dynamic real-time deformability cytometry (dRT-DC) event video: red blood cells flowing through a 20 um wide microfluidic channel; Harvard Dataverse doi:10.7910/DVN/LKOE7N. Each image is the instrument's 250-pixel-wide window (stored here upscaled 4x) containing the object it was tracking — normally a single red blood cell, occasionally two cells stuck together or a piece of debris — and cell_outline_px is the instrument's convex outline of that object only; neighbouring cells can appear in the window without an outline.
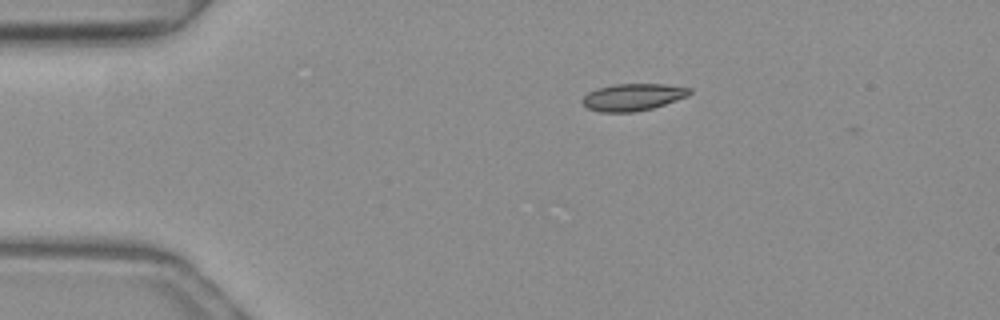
{"species": "common noctule bat (a hibernating species)", "species_latin": "Nyctalus noctula", "temperature_condition": "warm", "stored_images_in_passage": 46, "camera_frame_rate_fps": 3000, "um_per_image_px": 0.085, "animal": {"sex": "female", "body_mass_g": 19.3, "forearm_length_mm": 54.1}, "frame": {"image": 1, "passage_image": 5, "time_ms": 1.333, "image_size_px": [1000, 320], "cell_outline_px": [[692, 92], [688, 96], [652, 108], [632, 112], [600, 112], [588, 108], [580, 100], [588, 92], [596, 88], [612, 84], [664, 84], [692, 88]], "centroid_in_image_um": [53.78, 8.24], "position_along_channel_um": 31.2, "area_um2": 16.94}}
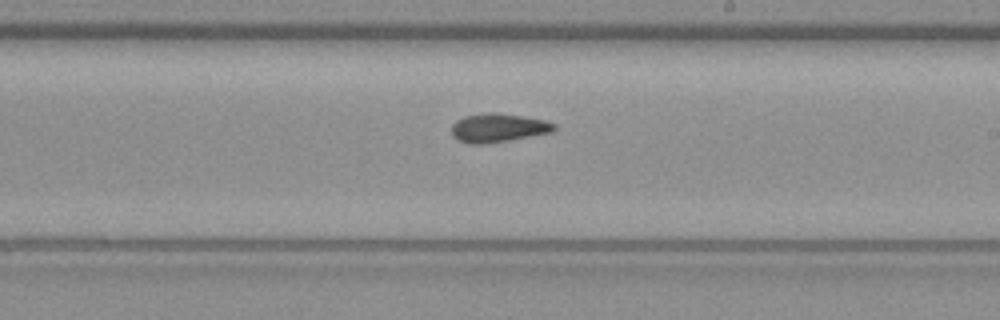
{"frame": {"image": 2, "passage_image": 25, "time_ms": 8.0, "image_size_px": [1000, 320], "cell_outline_px": [[556, 128], [552, 132], [508, 140], [480, 144], [472, 144], [456, 140], [452, 136], [452, 124], [456, 120], [464, 116], [488, 112], [496, 112], [544, 120], [556, 124]], "centroid_in_image_um": [42.3, 10.86], "position_along_channel_um": 246.7, "area_um2": 17.05}}
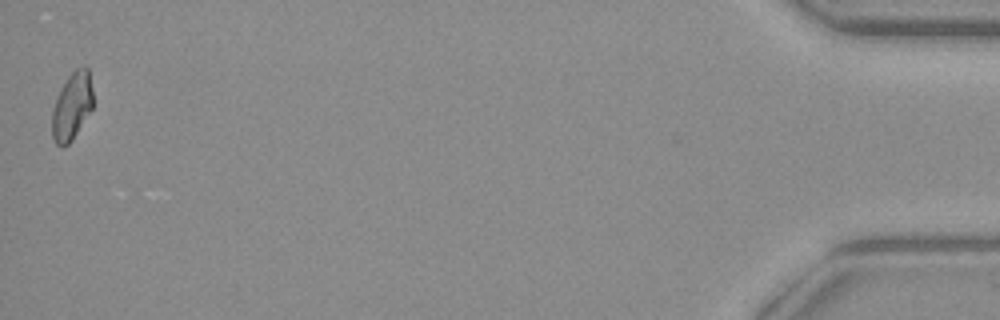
{"frame": {"image": 3, "passage_image": 46, "time_ms": 15.0, "image_size_px": [1000, 320], "cell_outline_px": [[92, 108], [72, 140], [64, 148], [56, 144], [52, 136], [52, 108], [60, 88], [68, 76], [76, 68], [88, 68], [92, 88]], "centroid_in_image_um": [6.09, 9.05], "position_along_channel_um": 429.1, "area_um2": 16.01}, "authors_computed_cell_mechanics": {"area_um2": 16.6753, "velocity_mm_per_s": 4.0228, "shape_relaxation_time_tau1_ms": null, "shape_relaxation_time_tau2_ms": 3.9174, "deformation_change_tau1": null, "deformation_change_tau2": 0.0646}}